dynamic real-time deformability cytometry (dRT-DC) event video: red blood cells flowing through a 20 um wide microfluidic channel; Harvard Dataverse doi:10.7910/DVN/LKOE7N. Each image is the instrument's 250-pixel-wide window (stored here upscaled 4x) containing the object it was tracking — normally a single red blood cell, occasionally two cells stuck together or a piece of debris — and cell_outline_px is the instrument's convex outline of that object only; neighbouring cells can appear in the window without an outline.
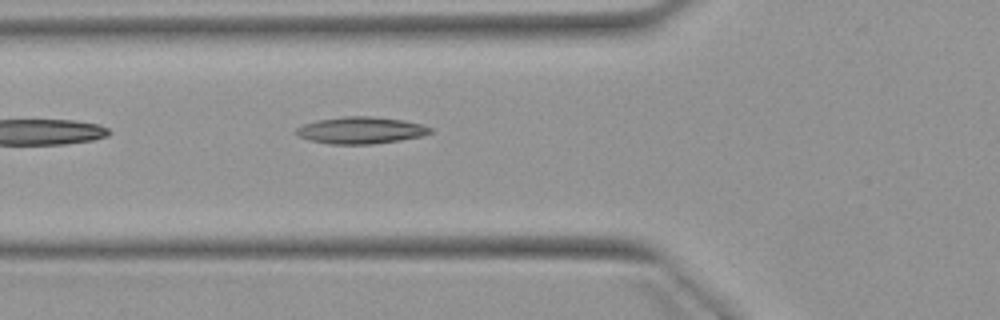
{"species": "Egyptian fruit bat (a non-hibernating species)", "species_latin": "Rousettus aegyptiacus", "temperature_condition": "warm", "stored_images_in_passage": 6, "camera_frame_rate_fps": 3000, "um_per_image_px": 0.085, "animal": {"sex": "female"}, "frame": {"image": 1, "passage_image": 6, "time_ms": 6.0, "image_size_px": [1000, 320], "cell_outline_px": [[432, 132], [420, 136], [400, 140], [372, 144], [328, 144], [308, 140], [300, 136], [296, 132], [296, 128], [304, 124], [316, 120], [344, 116], [372, 116], [404, 120], [420, 124], [432, 128]], "centroid_in_image_um": [30.65, 11.07], "position_along_channel_um": 95.2, "area_um2": 20.92}}